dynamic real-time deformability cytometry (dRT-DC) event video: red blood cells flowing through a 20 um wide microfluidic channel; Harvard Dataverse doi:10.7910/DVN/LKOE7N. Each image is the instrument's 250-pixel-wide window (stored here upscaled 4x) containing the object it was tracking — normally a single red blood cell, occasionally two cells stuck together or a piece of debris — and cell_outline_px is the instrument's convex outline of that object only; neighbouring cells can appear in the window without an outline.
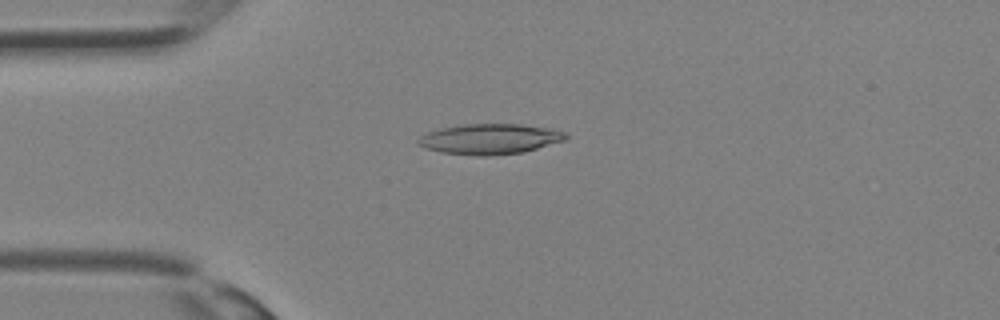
{"species": "Egyptian fruit bat (a non-hibernating species)", "species_latin": "Rousettus aegyptiacus", "temperature_condition": "room temperature", "stored_images_in_passage": 33, "camera_frame_rate_fps": 3000, "um_per_image_px": 0.085, "animal": {"sex": "female"}, "frame": {"image": 1, "passage_image": 9, "time_ms": 2.667, "image_size_px": [1000, 320], "cell_outline_px": [[568, 140], [520, 152], [488, 156], [476, 156], [440, 152], [424, 148], [416, 144], [416, 140], [420, 136], [428, 132], [440, 128], [464, 124], [520, 124], [552, 128], [564, 132], [568, 136]], "centroid_in_image_um": [41.61, 11.81], "position_along_channel_um": 43.4, "area_um2": 26.3}}
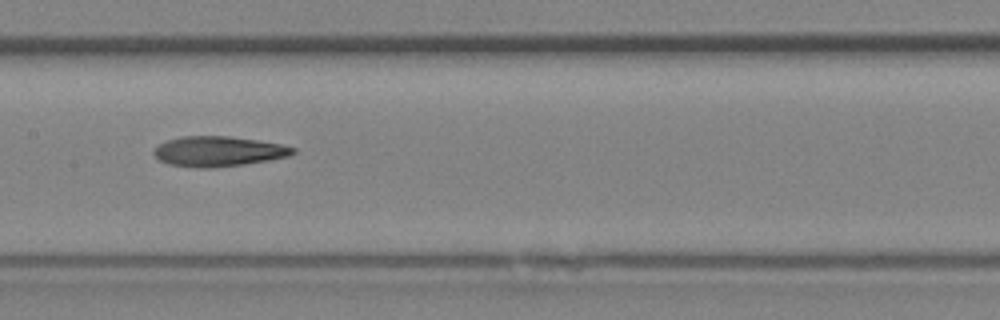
{"frame": {"image": 2, "passage_image": 17, "time_ms": 5.333, "image_size_px": [1000, 320], "cell_outline_px": [[296, 152], [288, 156], [268, 160], [244, 164], [212, 168], [200, 168], [168, 164], [160, 160], [152, 152], [160, 144], [168, 140], [180, 136], [228, 136], [256, 140], [280, 144], [296, 148]], "centroid_in_image_um": [18.56, 12.87], "position_along_channel_um": 188.8, "area_um2": 24.22}}
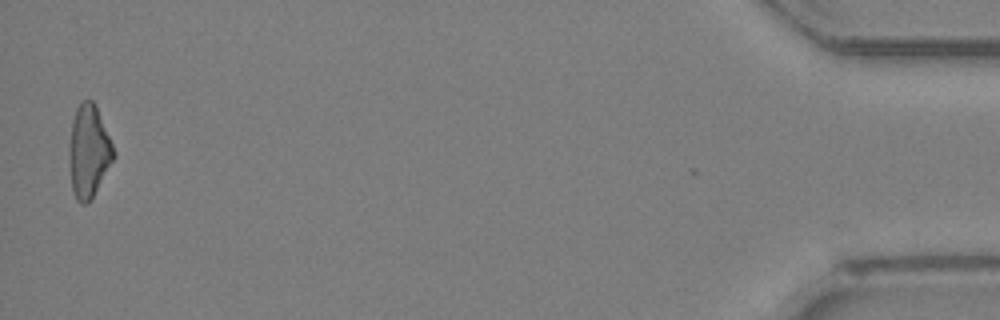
{"frame": {"image": 3, "passage_image": 33, "time_ms": 10.667, "image_size_px": [1000, 320], "cell_outline_px": [[116, 156], [88, 204], [80, 204], [76, 200], [72, 192], [68, 152], [68, 148], [72, 120], [76, 108], [84, 100], [92, 100], [96, 108], [116, 152]], "centroid_in_image_um": [7.52, 12.91], "position_along_channel_um": 427.7, "area_um2": 23.93}}